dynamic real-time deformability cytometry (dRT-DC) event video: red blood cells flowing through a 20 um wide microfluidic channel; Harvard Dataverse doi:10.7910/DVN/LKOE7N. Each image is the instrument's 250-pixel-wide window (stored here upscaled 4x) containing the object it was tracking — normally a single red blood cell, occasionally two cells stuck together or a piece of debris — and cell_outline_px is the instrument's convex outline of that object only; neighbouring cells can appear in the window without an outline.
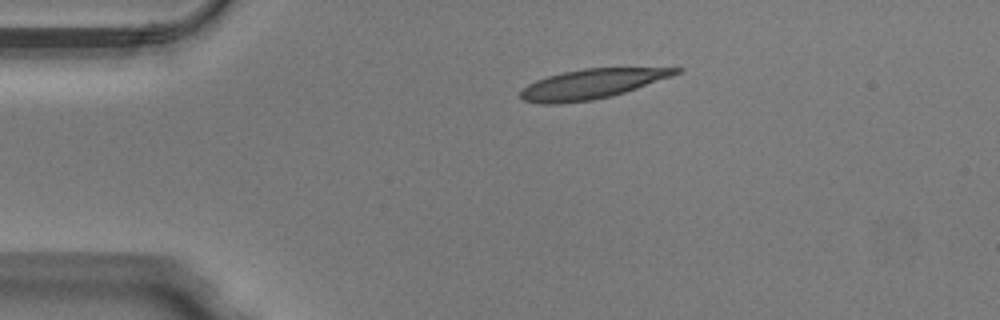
{"species": "Egyptian fruit bat (a non-hibernating species)", "species_latin": "Rousettus aegyptiacus", "temperature_condition": "warm", "stored_images_in_passage": 41, "camera_frame_rate_fps": 3000, "um_per_image_px": 0.085, "animal": {"sex": "male"}, "frame": {"image": 1, "passage_image": 1, "time_ms": 0.0, "image_size_px": [1000, 320], "cell_outline_px": [[684, 68], [680, 72], [672, 76], [612, 96], [592, 100], [560, 104], [540, 104], [524, 100], [520, 96], [520, 92], [528, 84], [536, 80], [548, 76], [564, 72], [584, 68]], "centroid_in_image_um": [50.27, 7.14], "position_along_channel_um": 34.7, "area_um2": 26.59}}
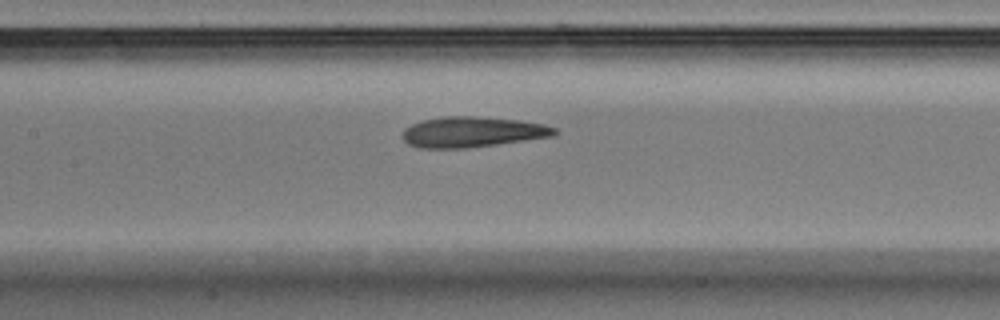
{"frame": {"image": 2, "passage_image": 14, "time_ms": 4.333, "image_size_px": [1000, 320], "cell_outline_px": [[560, 132], [552, 136], [496, 144], [464, 148], [420, 148], [408, 144], [404, 140], [404, 128], [412, 124], [424, 120], [444, 116], [472, 116], [520, 120], [544, 124], [556, 128]], "centroid_in_image_um": [40.16, 11.21], "position_along_channel_um": 167.2, "area_um2": 26.82}}
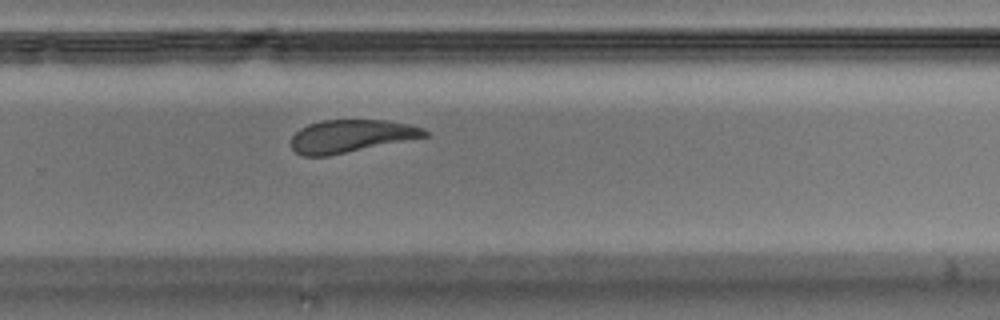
{"frame": {"image": 3, "passage_image": 24, "time_ms": 7.667, "image_size_px": [1000, 320], "cell_outline_px": [[428, 136], [328, 156], [304, 156], [296, 152], [292, 148], [292, 136], [300, 128], [308, 124], [320, 120], [388, 120], [408, 124], [424, 128], [428, 132]], "centroid_in_image_um": [29.83, 11.56], "position_along_channel_um": 300.0, "area_um2": 25.37}, "authors_computed_cell_mechanics": {"area_um2": 27.6284, "velocity_mm_per_s": 3.9899, "shape_relaxation_time_tau1_ms": 6.1683, "shape_relaxation_time_tau2_ms": 2.7186, "deformation_change_tau1": 0.203, "deformation_change_tau2": 0.0875}}